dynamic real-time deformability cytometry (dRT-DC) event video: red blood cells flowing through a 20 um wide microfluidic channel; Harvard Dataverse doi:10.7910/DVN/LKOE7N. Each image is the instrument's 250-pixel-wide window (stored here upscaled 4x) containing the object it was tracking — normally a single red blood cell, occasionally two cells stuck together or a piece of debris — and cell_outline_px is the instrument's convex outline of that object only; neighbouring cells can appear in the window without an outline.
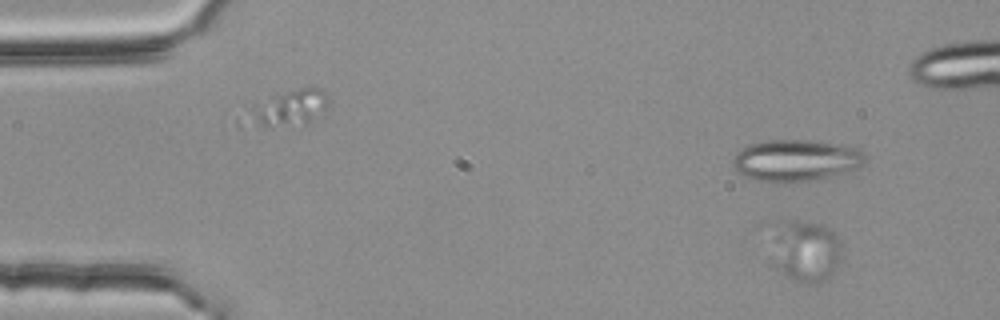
{"species": "common noctule bat (a hibernating species)", "species_latin": "Nyctalus noctula", "temperature_condition": "room temperature", "stored_images_in_passage": 58, "segment_of_instrument_passage": [2, 3], "camera_frame_rate_fps": 3000, "um_per_image_px": 0.085, "animal": {"sex": "female", "body_mass_g": 25.1}, "frame": {"image": 1, "passage_image": 7, "time_ms": 2.0, "image_size_px": [1000, 320], "cell_outline_px": [[840, 256], [828, 280], [820, 284], [804, 284], [788, 276], [768, 264], [764, 224], [768, 220], [796, 220], [820, 224], [828, 228], [836, 236], [840, 244]], "centroid_in_image_um": [68.16, 21.25], "position_along_channel_um": 16.8, "area_um2": 27.98}}